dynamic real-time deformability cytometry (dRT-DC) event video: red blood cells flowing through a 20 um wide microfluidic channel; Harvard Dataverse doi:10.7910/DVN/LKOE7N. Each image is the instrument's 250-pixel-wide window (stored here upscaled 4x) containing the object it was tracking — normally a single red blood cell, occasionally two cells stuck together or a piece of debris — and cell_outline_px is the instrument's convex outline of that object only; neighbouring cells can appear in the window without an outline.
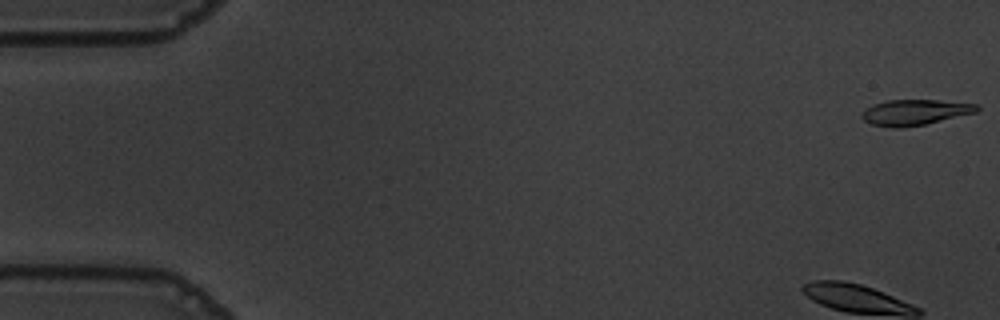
{"species": "common noctule bat (a hibernating species)", "species_latin": "Nyctalus noctula", "temperature_condition": "warm", "stored_images_in_passage": 56, "camera_frame_rate_fps": 3000, "um_per_image_px": 0.085, "animal": {"sex": "male", "body_mass_g": 19.5, "forearm_length_mm": 54.6}, "frame": {"image": 1, "passage_image": 1, "time_ms": 0.0, "image_size_px": [1000, 320], "cell_outline_px": [[980, 108], [976, 112], [924, 124], [896, 128], [892, 128], [872, 124], [864, 120], [860, 116], [860, 112], [864, 108], [872, 104], [888, 100], [936, 100], [976, 104]], "centroid_in_image_um": [77.69, 9.54], "position_along_channel_um": 7.3, "area_um2": 17.05}}
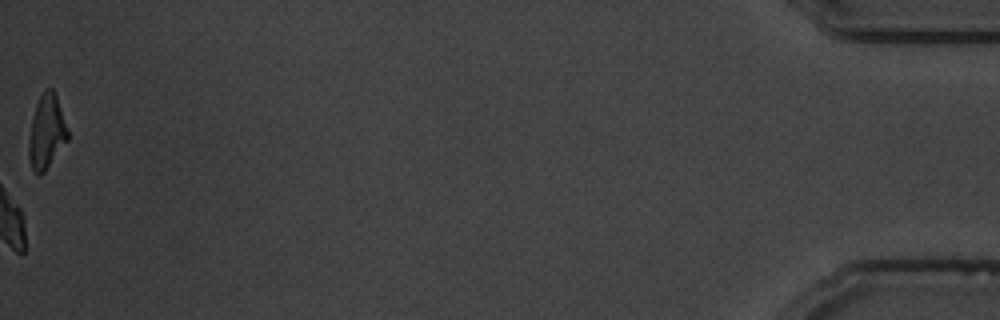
{"frame": {"image": 2, "passage_image": 56, "time_ms": 18.333, "image_size_px": [1000, 320], "cell_outline_px": [[68, 140], [44, 172], [40, 176], [32, 168], [28, 156], [28, 140], [32, 120], [36, 104], [44, 88], [52, 88], [56, 96], [68, 128]], "centroid_in_image_um": [3.96, 11.21], "position_along_channel_um": 431.2, "area_um2": 16.7}, "authors_computed_cell_mechanics": {"area_um2": 20.3745, "velocity_mm_per_s": 3.5765, "shape_relaxation_time_tau1_ms": 2.0949, "shape_relaxation_time_tau2_ms": 3.8026, "deformation_change_tau1": 0.1339, "deformation_change_tau2": 0.0819}}